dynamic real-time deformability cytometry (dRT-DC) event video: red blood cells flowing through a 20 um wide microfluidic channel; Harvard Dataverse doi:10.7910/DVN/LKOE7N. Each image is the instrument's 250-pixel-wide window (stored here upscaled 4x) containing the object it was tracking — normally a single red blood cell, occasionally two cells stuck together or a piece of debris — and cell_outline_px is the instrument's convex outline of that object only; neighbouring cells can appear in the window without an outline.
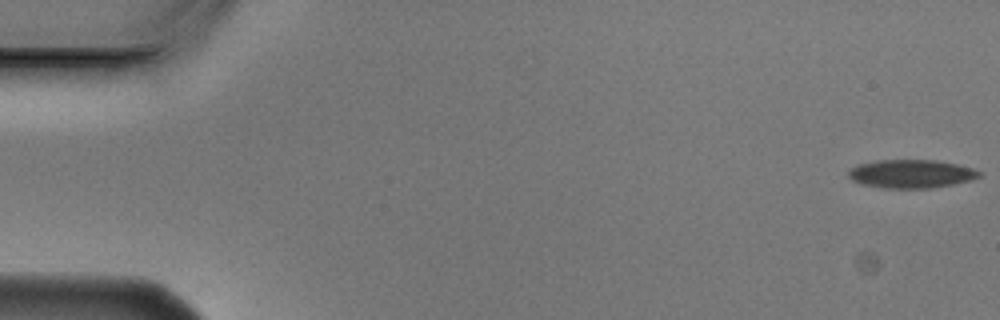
{"species": "Egyptian fruit bat (a non-hibernating species)", "species_latin": "Rousettus aegyptiacus", "temperature_condition": "cold", "stored_images_in_passage": 6, "camera_frame_rate_fps": 3000, "um_per_image_px": 0.085, "animal": {"sex": "male"}, "frame": {"image": 1, "passage_image": 1, "time_ms": 0.0, "image_size_px": [1000, 320], "cell_outline_px": [[980, 176], [968, 180], [952, 184], [932, 188], [880, 188], [860, 184], [852, 180], [848, 176], [848, 172], [852, 168], [860, 164], [876, 160], [936, 160], [956, 164], [972, 168], [980, 172]], "centroid_in_image_um": [77.4, 14.78], "position_along_channel_um": 7.6, "area_um2": 21.5}}
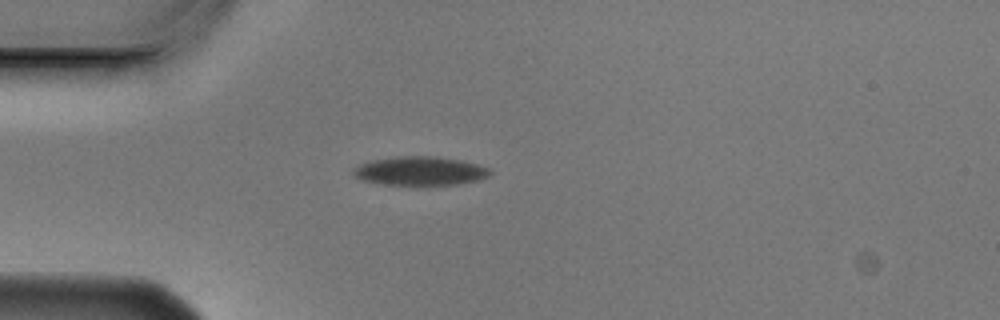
{"frame": {"image": 2, "passage_image": 5, "time_ms": 1.333, "image_size_px": [1000, 320], "cell_outline_px": [[492, 172], [488, 176], [476, 180], [456, 184], [384, 184], [364, 180], [356, 176], [352, 172], [360, 164], [372, 160], [396, 156], [436, 156], [460, 160], [476, 164], [488, 168]], "centroid_in_image_um": [35.71, 14.51], "position_along_channel_um": 49.3, "area_um2": 22.43}}